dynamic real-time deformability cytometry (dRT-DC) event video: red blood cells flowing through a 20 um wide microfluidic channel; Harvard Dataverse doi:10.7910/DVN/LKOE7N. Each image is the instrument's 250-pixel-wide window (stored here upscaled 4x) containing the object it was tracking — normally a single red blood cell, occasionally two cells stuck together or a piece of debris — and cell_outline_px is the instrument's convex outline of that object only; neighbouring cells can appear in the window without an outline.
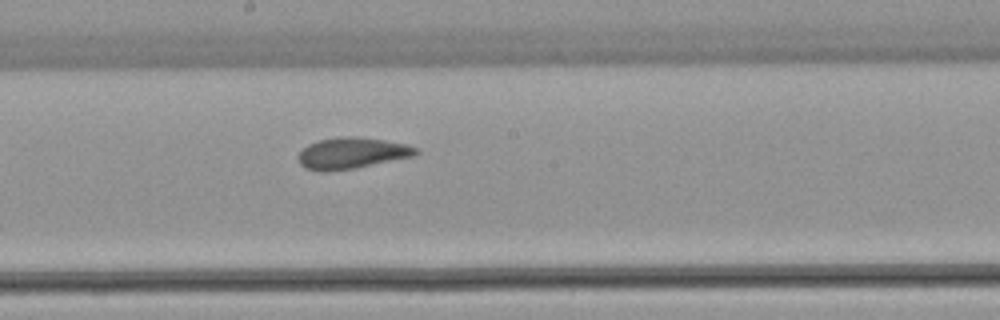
{"species": "common noctule bat (a hibernating species)", "species_latin": "Nyctalus noctula", "temperature_condition": "warm", "stored_images_in_passage": 8, "camera_frame_rate_fps": 3000, "um_per_image_px": 0.085, "animal": {"sex": "female", "body_mass_g": 22.7, "forearm_length_mm": 54.2}, "frame": {"image": 1, "passage_image": 8, "time_ms": 9.0, "image_size_px": [1000, 320], "cell_outline_px": [[420, 152], [416, 156], [356, 168], [324, 172], [320, 172], [304, 168], [300, 164], [296, 156], [308, 144], [320, 140], [340, 136], [352, 136], [384, 140], [408, 144], [416, 148]], "centroid_in_image_um": [29.91, 13.03], "position_along_channel_um": 218.3, "area_um2": 21.68}}